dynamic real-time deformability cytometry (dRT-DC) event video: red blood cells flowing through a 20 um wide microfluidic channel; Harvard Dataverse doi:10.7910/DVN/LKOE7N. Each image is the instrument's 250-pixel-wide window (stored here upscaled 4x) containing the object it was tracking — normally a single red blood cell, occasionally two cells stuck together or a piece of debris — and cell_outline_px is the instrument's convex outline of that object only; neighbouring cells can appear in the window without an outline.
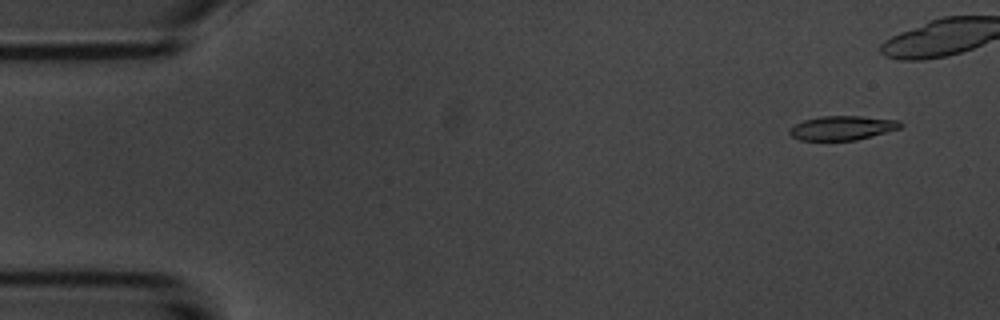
{"species": "common noctule bat (a hibernating species)", "species_latin": "Nyctalus noctula", "temperature_condition": "room temperature", "stored_images_in_passage": 6, "camera_frame_rate_fps": 3000, "um_per_image_px": 0.085, "animal": {"sex": "male", "body_mass_g": 20.1, "forearm_length_mm": 53.5}, "frame": {"image": 1, "passage_image": 1, "time_ms": 0.0, "image_size_px": [1000, 320], "cell_outline_px": [[904, 124], [900, 128], [872, 136], [856, 140], [800, 140], [792, 136], [788, 132], [788, 128], [804, 120], [820, 116], [860, 116], [900, 120]], "centroid_in_image_um": [71.6, 10.87], "position_along_channel_um": 13.4, "area_um2": 15.66}}